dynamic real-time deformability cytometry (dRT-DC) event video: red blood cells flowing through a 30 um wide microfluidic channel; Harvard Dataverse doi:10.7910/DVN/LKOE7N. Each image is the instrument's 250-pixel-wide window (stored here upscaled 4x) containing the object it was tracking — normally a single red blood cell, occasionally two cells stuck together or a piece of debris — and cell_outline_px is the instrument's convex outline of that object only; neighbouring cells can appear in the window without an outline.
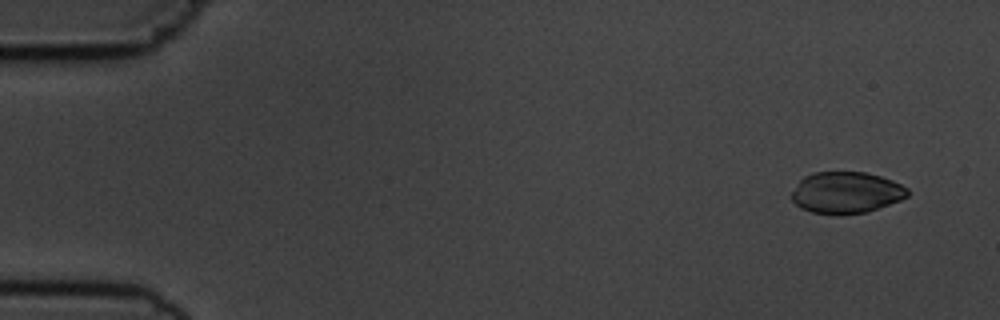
{"species": "common noctule bat (a hibernating species)", "species_latin": "Nyctalus noctula", "temperature_condition": "cold", "stored_images_in_passage": 6, "camera_frame_rate_fps": 3000, "um_per_image_px": 0.085, "animal": {"sex": "male", "body_mass_g": 19.5, "forearm_length_mm": 54.6}, "frame": {"image": 1, "passage_image": 1, "time_ms": 0.0, "image_size_px": [1000, 320], "cell_outline_px": [[908, 196], [900, 200], [864, 212], [840, 216], [836, 216], [812, 212], [800, 208], [792, 200], [792, 192], [800, 180], [804, 176], [812, 172], [864, 172], [880, 176], [892, 180], [908, 188]], "centroid_in_image_um": [71.89, 16.38], "position_along_channel_um": 13.1, "area_um2": 28.09}}
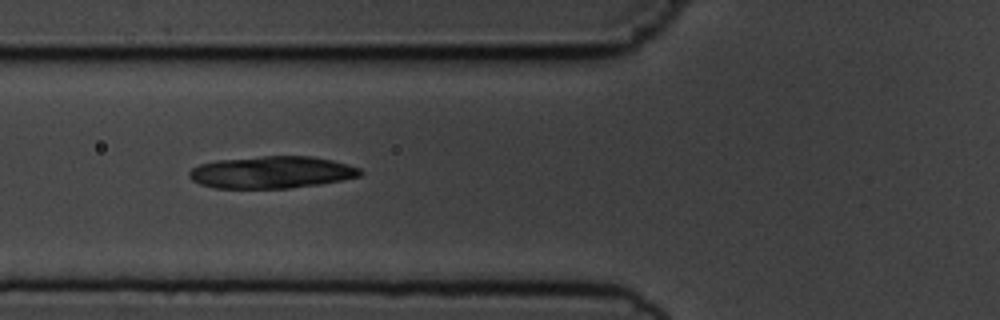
{"frame": {"image": 2, "passage_image": 6, "time_ms": 5.667, "image_size_px": [1000, 320], "cell_outline_px": [[364, 172], [360, 176], [320, 184], [288, 188], [216, 188], [200, 184], [192, 180], [188, 176], [188, 172], [192, 168], [200, 164], [216, 160], [264, 156], [312, 156], [332, 160], [348, 164], [360, 168]], "centroid_in_image_um": [23.09, 14.64], "position_along_channel_um": 102.7, "area_um2": 32.02}}